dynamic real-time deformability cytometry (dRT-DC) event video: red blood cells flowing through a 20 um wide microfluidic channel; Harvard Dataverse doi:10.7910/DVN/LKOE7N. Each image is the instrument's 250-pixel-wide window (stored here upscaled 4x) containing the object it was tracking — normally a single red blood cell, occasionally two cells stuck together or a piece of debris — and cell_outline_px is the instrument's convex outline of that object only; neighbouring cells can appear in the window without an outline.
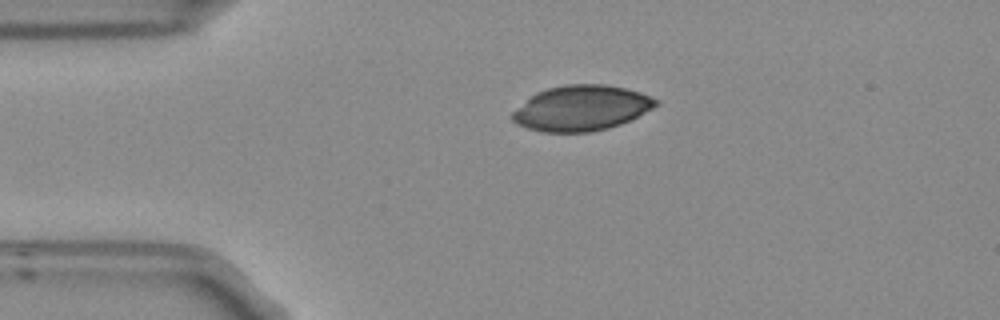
{"species": "Egyptian fruit bat (a non-hibernating species)", "species_latin": "Rousettus aegyptiacus", "temperature_condition": "room temperature", "stored_images_in_passage": 43, "camera_frame_rate_fps": 3000, "um_per_image_px": 0.085, "frame": {"image": 1, "passage_image": 1, "time_ms": 0.0, "image_size_px": [1000, 320], "cell_outline_px": [[660, 104], [620, 124], [608, 128], [592, 132], [540, 132], [528, 128], [512, 120], [512, 112], [536, 92], [548, 88], [564, 84], [604, 84], [624, 88], [640, 92], [660, 100]], "centroid_in_image_um": [49.43, 9.18], "position_along_channel_um": 35.6, "area_um2": 37.69}}
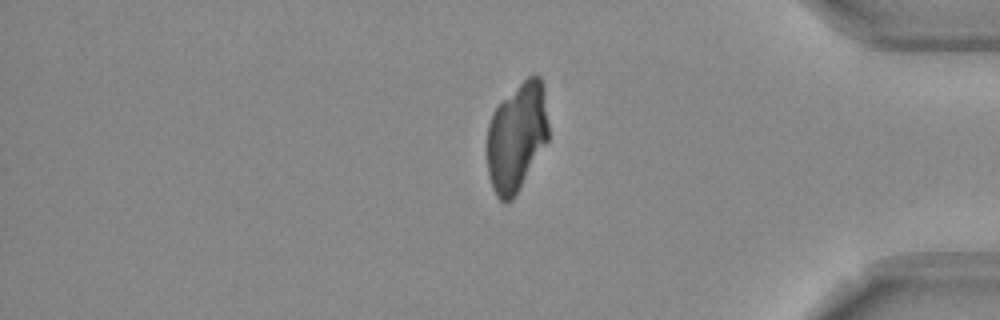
{"frame": {"image": 2, "passage_image": 34, "time_ms": 11.0, "image_size_px": [1000, 320], "cell_outline_px": [[548, 140], [520, 188], [512, 200], [504, 204], [496, 196], [492, 188], [488, 172], [488, 124], [492, 112], [528, 76], [536, 72], [540, 76], [544, 88], [548, 124]], "centroid_in_image_um": [43.93, 11.65], "position_along_channel_um": 391.3, "area_um2": 38.67}}
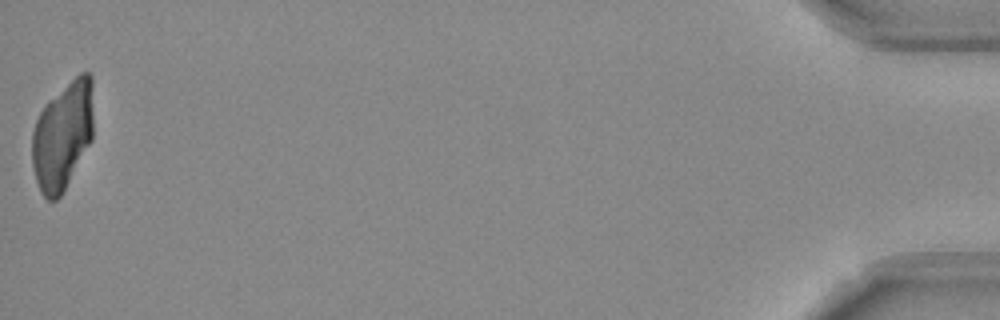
{"frame": {"image": 3, "passage_image": 43, "time_ms": 14.0, "image_size_px": [1000, 320], "cell_outline_px": [[92, 140], [60, 196], [56, 200], [48, 200], [40, 192], [36, 180], [32, 164], [32, 132], [36, 120], [44, 104], [48, 100], [80, 72], [88, 72], [92, 76]], "centroid_in_image_um": [5.31, 11.51], "position_along_channel_um": 429.9, "area_um2": 38.55}}